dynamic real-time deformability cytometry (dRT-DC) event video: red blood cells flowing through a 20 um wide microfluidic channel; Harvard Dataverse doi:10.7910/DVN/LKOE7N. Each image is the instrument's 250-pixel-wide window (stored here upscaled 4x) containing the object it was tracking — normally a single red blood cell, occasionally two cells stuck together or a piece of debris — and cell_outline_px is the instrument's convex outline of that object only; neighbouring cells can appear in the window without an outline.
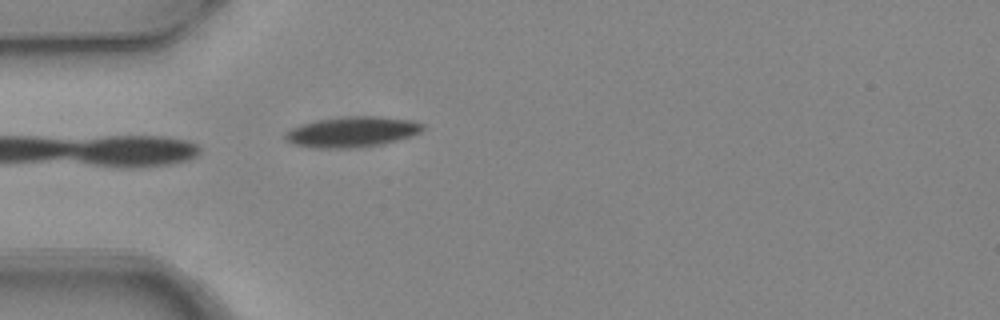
{"species": "common noctule bat (a hibernating species)", "species_latin": "Nyctalus noctula", "temperature_condition": "warm", "stored_images_in_passage": 3, "camera_frame_rate_fps": 3000, "um_per_image_px": 0.085, "animal": {"sex": "female", "body_mass_g": 24.6, "forearm_length_mm": 56.2}, "frame": {"image": 1, "passage_image": 3, "time_ms": 0.667, "image_size_px": [1000, 320], "cell_outline_px": [[424, 128], [420, 132], [412, 136], [380, 144], [348, 148], [320, 148], [292, 144], [284, 140], [284, 132], [292, 128], [304, 124], [320, 120], [356, 116], [380, 116], [412, 120], [424, 124]], "centroid_in_image_um": [29.94, 11.21], "position_along_channel_um": 55.1, "area_um2": 24.1}}